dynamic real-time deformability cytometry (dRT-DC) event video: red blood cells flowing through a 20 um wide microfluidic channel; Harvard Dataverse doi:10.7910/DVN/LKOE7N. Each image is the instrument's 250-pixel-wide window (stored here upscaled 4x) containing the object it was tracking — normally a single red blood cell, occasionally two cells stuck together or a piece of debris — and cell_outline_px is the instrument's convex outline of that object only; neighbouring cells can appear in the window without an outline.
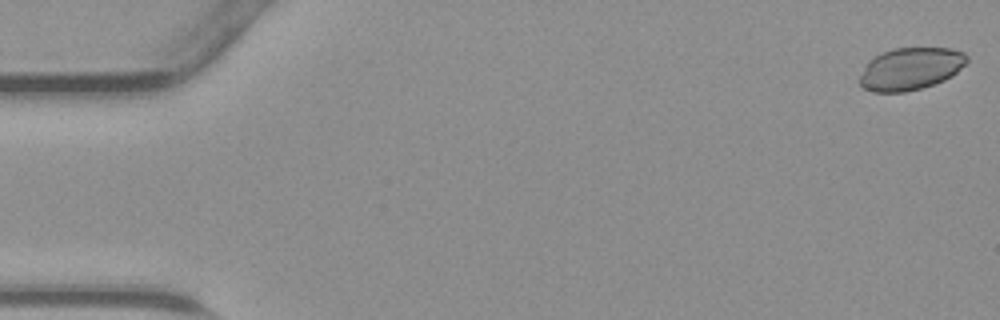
{"species": "common noctule bat (a hibernating species)", "species_latin": "Nyctalus noctula", "temperature_condition": "warm", "stored_images_in_passage": 46, "camera_frame_rate_fps": 3000, "um_per_image_px": 0.085, "animal": {"sex": "male", "body_mass_g": 23.1, "forearm_length_mm": 52.7}, "frame": {"image": 1, "passage_image": 1, "time_ms": 0.0, "image_size_px": [1000, 320], "cell_outline_px": [[968, 60], [952, 76], [944, 80], [920, 88], [904, 92], [872, 92], [864, 88], [860, 84], [860, 76], [868, 60], [892, 48], [952, 48], [964, 52], [968, 56]], "centroid_in_image_um": [77.4, 5.84], "position_along_channel_um": 7.6, "area_um2": 26.3}}
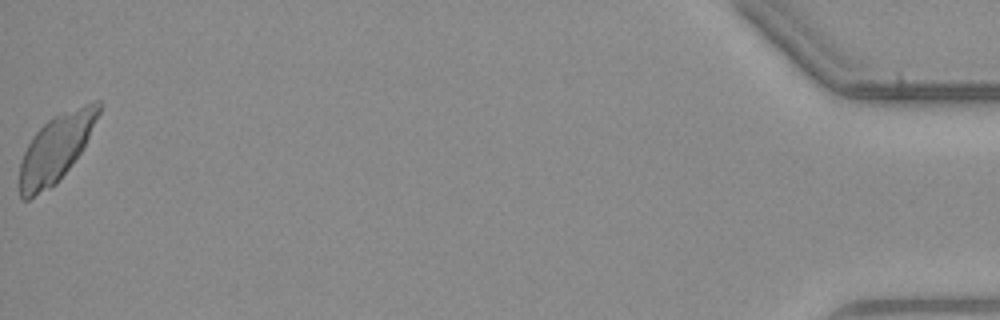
{"frame": {"image": 2, "passage_image": 46, "time_ms": 15.0, "image_size_px": [1000, 320], "cell_outline_px": [[104, 104], [80, 152], [56, 184], [28, 200], [20, 200], [20, 164], [24, 152], [32, 136], [52, 116], [92, 100], [100, 100]], "centroid_in_image_um": [4.75, 12.57], "position_along_channel_um": 430.4, "area_um2": 30.69}}